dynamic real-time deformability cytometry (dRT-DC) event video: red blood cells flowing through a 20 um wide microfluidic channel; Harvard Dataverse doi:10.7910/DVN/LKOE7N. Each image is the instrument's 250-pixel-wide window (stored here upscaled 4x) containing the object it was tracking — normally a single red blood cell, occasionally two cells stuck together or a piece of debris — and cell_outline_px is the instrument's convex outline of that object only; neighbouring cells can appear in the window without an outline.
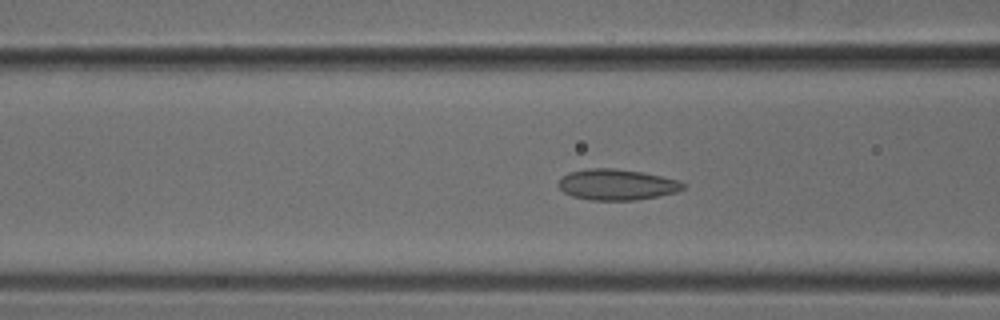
{"species": "common noctule bat (a hibernating species)", "species_latin": "Nyctalus noctula", "temperature_condition": "cold", "stored_images_in_passage": 53, "camera_frame_rate_fps": 3000, "um_per_image_px": 0.085, "animal": {"sex": "male", "body_mass_g": 18.8}, "frame": {"image": 1, "passage_image": 21, "time_ms": 6.667, "image_size_px": [1000, 320], "cell_outline_px": [[684, 188], [676, 192], [636, 200], [592, 200], [572, 196], [564, 192], [556, 184], [568, 172], [588, 168], [616, 168], [640, 172], [680, 180], [684, 184]], "centroid_in_image_um": [52.41, 15.68], "position_along_channel_um": 114.2, "area_um2": 22.31}}
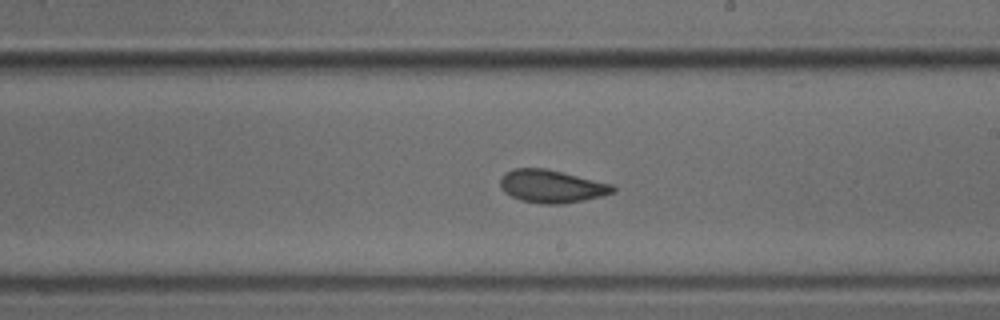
{"frame": {"image": 2, "passage_image": 31, "time_ms": 10.0, "image_size_px": [1000, 320], "cell_outline_px": [[616, 192], [584, 200], [564, 204], [544, 204], [520, 200], [504, 192], [500, 188], [500, 180], [504, 172], [512, 168], [544, 168], [612, 184], [616, 188]], "centroid_in_image_um": [46.86, 15.84], "position_along_channel_um": 242.1, "area_um2": 21.56}}
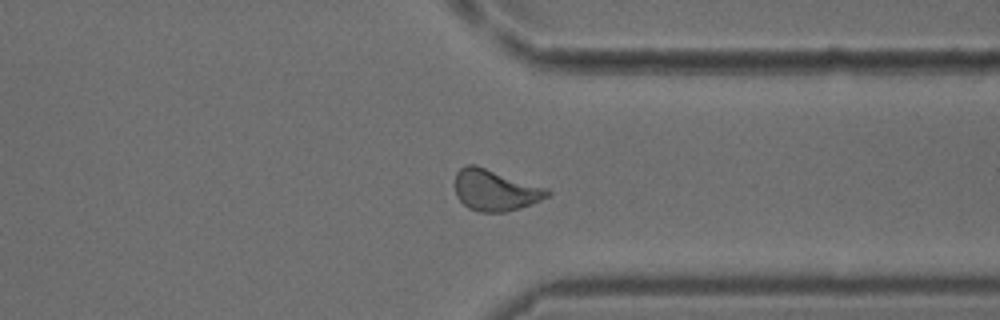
{"frame": {"image": 3, "passage_image": 41, "time_ms": 13.333, "image_size_px": [1000, 320], "cell_outline_px": [[552, 192], [548, 196], [532, 204], [520, 208], [504, 212], [480, 212], [468, 208], [456, 196], [456, 172], [460, 168], [468, 164], [476, 164], [548, 188]], "centroid_in_image_um": [42.1, 16.15], "position_along_channel_um": 369.3, "area_um2": 22.31}}